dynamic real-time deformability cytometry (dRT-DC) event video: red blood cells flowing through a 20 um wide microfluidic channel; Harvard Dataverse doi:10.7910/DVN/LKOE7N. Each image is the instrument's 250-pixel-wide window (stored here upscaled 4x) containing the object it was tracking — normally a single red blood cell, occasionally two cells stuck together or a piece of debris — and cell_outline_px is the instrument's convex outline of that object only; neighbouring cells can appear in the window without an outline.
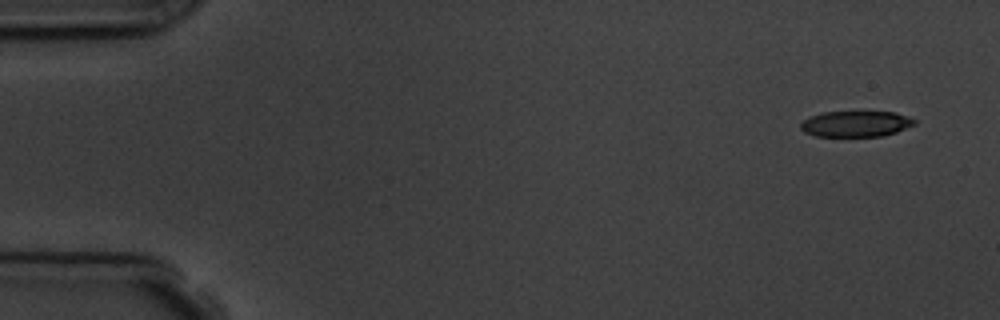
{"species": "common noctule bat (a hibernating species)", "species_latin": "Nyctalus noctula", "temperature_condition": "room temperature", "stored_images_in_passage": 7, "camera_frame_rate_fps": 3000, "um_per_image_px": 0.085, "animal": {"sex": "male", "body_mass_g": 19.5, "forearm_length_mm": 54.6}, "frame": {"image": 1, "passage_image": 1, "time_ms": 0.0, "image_size_px": [1000, 320], "cell_outline_px": [[916, 124], [896, 132], [880, 136], [816, 136], [804, 132], [800, 128], [800, 124], [804, 120], [812, 116], [824, 112], [896, 112], [908, 116], [916, 120]], "centroid_in_image_um": [72.77, 10.53], "position_along_channel_um": 12.2, "area_um2": 17.05}}
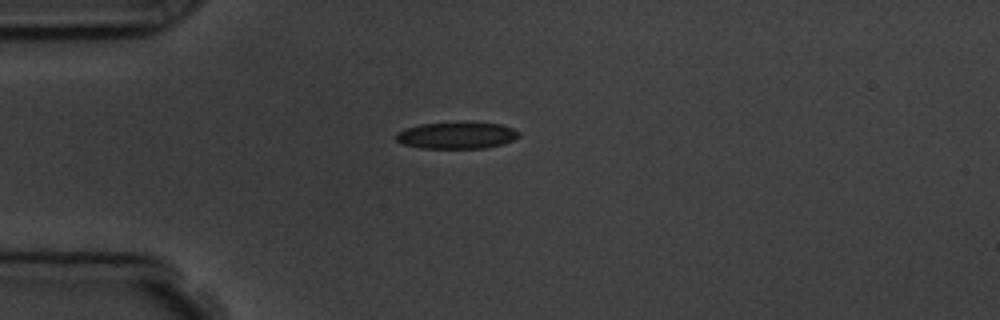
{"frame": {"image": 2, "passage_image": 4, "time_ms": 3.667, "image_size_px": [1000, 320], "cell_outline_px": [[520, 136], [504, 144], [488, 148], [420, 148], [404, 144], [396, 140], [396, 132], [404, 128], [420, 124], [500, 124], [512, 128], [520, 132]], "centroid_in_image_um": [38.81, 11.54], "position_along_channel_um": 46.2, "area_um2": 18.67}}